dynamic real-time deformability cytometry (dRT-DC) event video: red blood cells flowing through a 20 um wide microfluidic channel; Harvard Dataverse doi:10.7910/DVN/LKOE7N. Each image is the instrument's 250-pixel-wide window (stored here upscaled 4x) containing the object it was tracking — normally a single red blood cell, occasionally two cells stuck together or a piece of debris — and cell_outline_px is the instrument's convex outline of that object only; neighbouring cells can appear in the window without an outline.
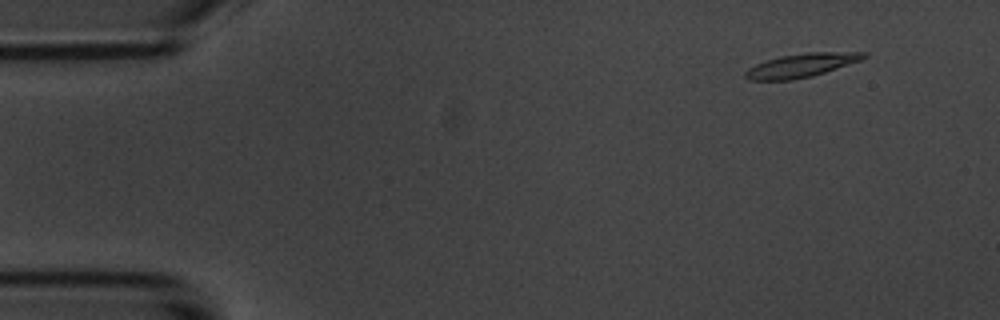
{"species": "common noctule bat (a hibernating species)", "species_latin": "Nyctalus noctula", "temperature_condition": "room temperature", "stored_images_in_passage": 4, "camera_frame_rate_fps": 3000, "um_per_image_px": 0.085, "animal": {"sex": "male", "body_mass_g": 20.1, "forearm_length_mm": 53.5}, "frame": {"image": 1, "passage_image": 2, "time_ms": 1.333, "image_size_px": [1000, 320], "cell_outline_px": [[868, 56], [860, 60], [812, 76], [792, 80], [748, 80], [744, 76], [744, 72], [748, 68], [756, 64], [780, 56], [808, 52], [868, 52]], "centroid_in_image_um": [68.09, 5.55], "position_along_channel_um": 16.9, "area_um2": 16.18}}